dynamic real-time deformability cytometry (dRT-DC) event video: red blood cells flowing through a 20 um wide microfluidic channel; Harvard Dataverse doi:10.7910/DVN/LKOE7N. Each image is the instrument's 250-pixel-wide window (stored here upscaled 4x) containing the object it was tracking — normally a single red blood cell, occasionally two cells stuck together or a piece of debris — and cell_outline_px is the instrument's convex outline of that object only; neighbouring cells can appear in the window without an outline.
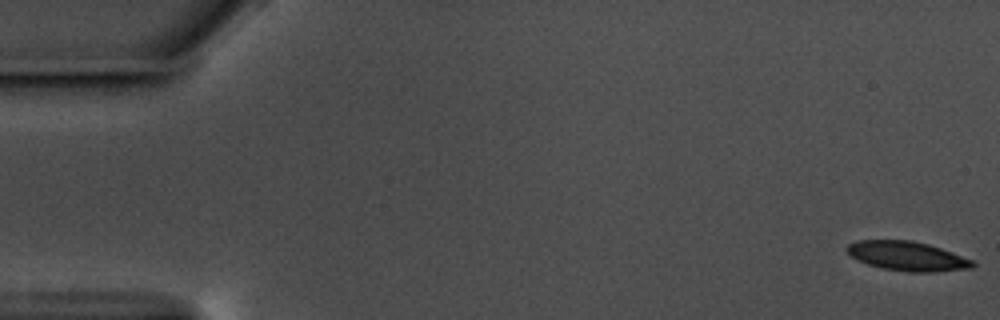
{"species": "common noctule bat (a hibernating species)", "species_latin": "Nyctalus noctula", "temperature_condition": "warm", "stored_images_in_passage": 58, "camera_frame_rate_fps": 3000, "um_per_image_px": 0.085, "animal": {"sex": "male", "body_mass_g": 17.5, "forearm_length_mm": 52.3}, "frame": {"image": 1, "passage_image": 1, "time_ms": 0.0, "image_size_px": [1000, 320], "cell_outline_px": [[976, 264], [972, 268], [936, 272], [908, 272], [884, 268], [868, 264], [852, 256], [844, 248], [848, 244], [856, 240], [912, 240], [928, 244], [952, 252], [972, 260]], "centroid_in_image_um": [77.13, 21.76], "position_along_channel_um": 7.9, "area_um2": 21.39}}
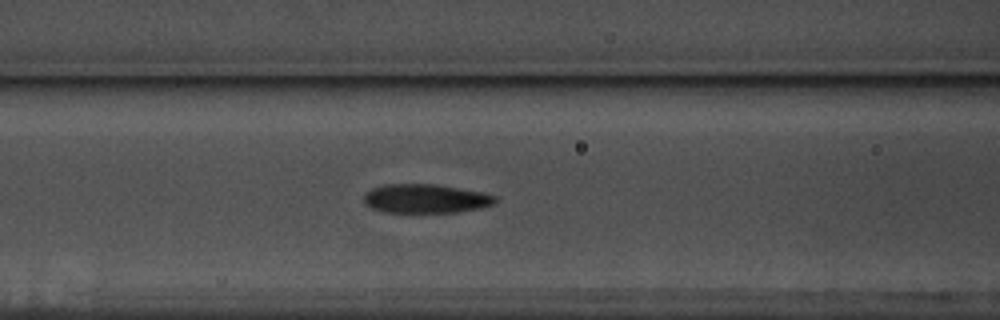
{"frame": {"image": 2, "passage_image": 24, "time_ms": 7.667, "image_size_px": [1000, 320], "cell_outline_px": [[496, 204], [480, 208], [456, 212], [384, 212], [372, 208], [364, 204], [364, 192], [372, 188], [384, 184], [432, 184], [484, 192], [496, 196]], "centroid_in_image_um": [36.16, 16.88], "position_along_channel_um": 130.4, "area_um2": 22.25}}
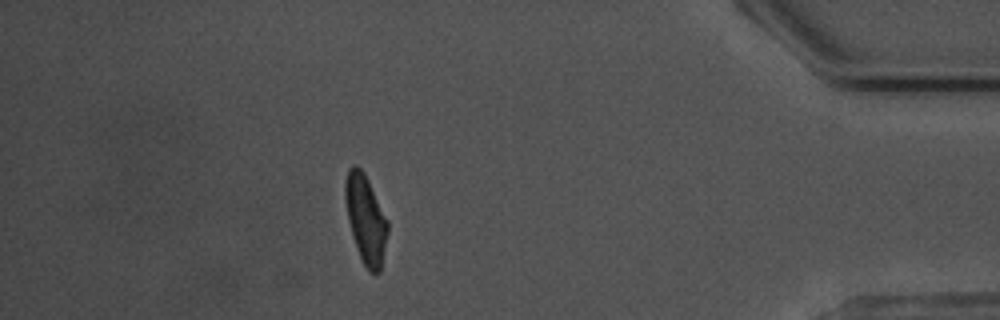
{"frame": {"image": 3, "passage_image": 51, "time_ms": 16.667, "image_size_px": [1000, 320], "cell_outline_px": [[388, 232], [380, 272], [376, 276], [368, 272], [356, 248], [352, 236], [348, 220], [344, 196], [344, 184], [348, 168], [352, 164], [356, 164], [364, 172], [388, 220]], "centroid_in_image_um": [31.07, 18.63], "position_along_channel_um": 404.1, "area_um2": 22.14}, "authors_computed_cell_mechanics": {"area_um2": 22.3975, "velocity_mm_per_s": 3.5539, "shape_relaxation_time_tau1_ms": 4.2295, "shape_relaxation_time_tau2_ms": 2.3828, "deformation_change_tau1": 0.1421, "deformation_change_tau2": 0.0871}}